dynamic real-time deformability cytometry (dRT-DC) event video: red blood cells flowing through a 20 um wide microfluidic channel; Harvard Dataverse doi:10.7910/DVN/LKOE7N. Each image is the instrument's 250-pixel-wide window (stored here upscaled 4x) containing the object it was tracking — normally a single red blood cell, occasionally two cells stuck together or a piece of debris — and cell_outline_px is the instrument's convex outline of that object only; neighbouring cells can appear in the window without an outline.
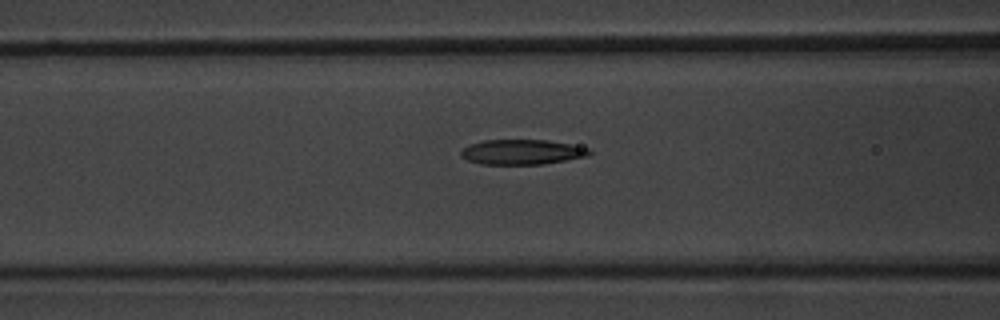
{"species": "common noctule bat (a hibernating species)", "species_latin": "Nyctalus noctula", "temperature_condition": "warm", "stored_images_in_passage": 53, "camera_frame_rate_fps": 3000, "um_per_image_px": 0.085, "animal": {"sex": "male", "body_mass_g": 20.1, "forearm_length_mm": 53.5}, "frame": {"image": 1, "passage_image": 22, "time_ms": 7.0, "image_size_px": [1000, 320], "cell_outline_px": [[592, 152], [588, 156], [544, 164], [480, 164], [468, 160], [460, 156], [460, 152], [468, 144], [484, 140], [548, 140], [588, 148]], "centroid_in_image_um": [44.34, 12.92], "position_along_channel_um": 122.3, "area_um2": 18.67}}
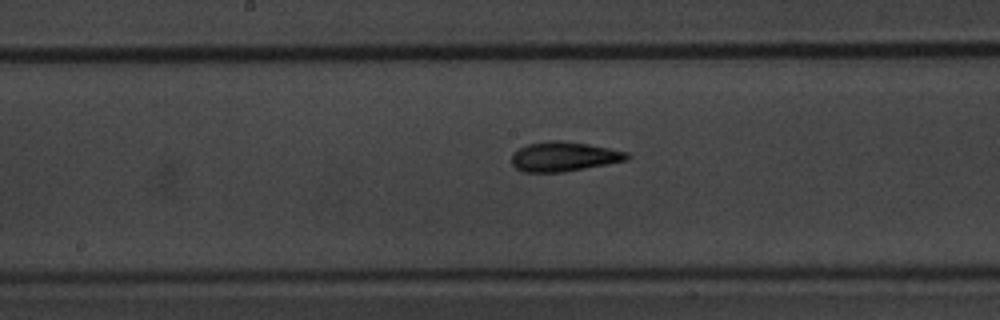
{"frame": {"image": 2, "passage_image": 28, "time_ms": 9.0, "image_size_px": [1000, 320], "cell_outline_px": [[632, 156], [628, 160], [608, 164], [564, 172], [524, 172], [516, 168], [512, 164], [512, 152], [528, 144], [548, 140], [564, 140], [588, 144], [628, 152]], "centroid_in_image_um": [47.95, 13.3], "position_along_channel_um": 200.3, "area_um2": 20.06}}
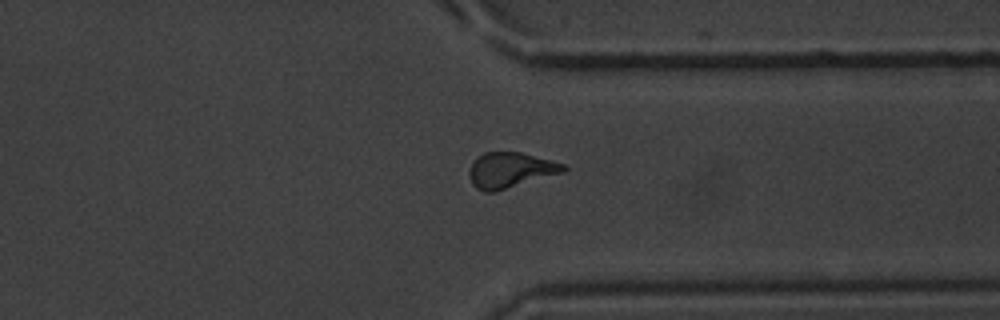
{"frame": {"image": 3, "passage_image": 41, "time_ms": 13.333, "image_size_px": [1000, 320], "cell_outline_px": [[568, 168], [564, 172], [496, 192], [484, 192], [476, 188], [472, 184], [468, 172], [476, 156], [484, 152], [520, 152], [564, 164]], "centroid_in_image_um": [43.35, 14.47], "position_along_channel_um": 368.0, "area_um2": 19.54}, "authors_computed_cell_mechanics": {"area_um2": 19.4786, "velocity_mm_per_s": 3.8807, "shape_relaxation_time_tau1_ms": 3.7687, "shape_relaxation_time_tau2_ms": 2.1018, "deformation_change_tau1": 0.161, "deformation_change_tau2": 0.1048}}